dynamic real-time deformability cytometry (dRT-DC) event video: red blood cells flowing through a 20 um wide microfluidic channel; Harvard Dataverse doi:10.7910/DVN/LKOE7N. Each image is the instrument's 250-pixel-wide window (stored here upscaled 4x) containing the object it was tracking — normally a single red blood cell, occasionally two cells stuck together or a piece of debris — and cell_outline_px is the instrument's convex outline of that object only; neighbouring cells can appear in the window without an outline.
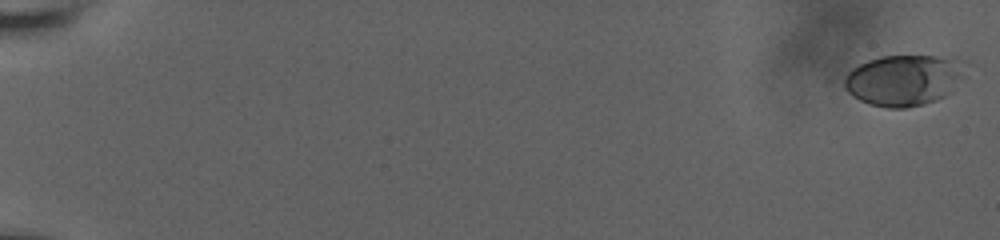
{"species": "human", "species_latin": "Homo sapiens", "temperature_condition": "room temperature", "stored_images_in_passage": 80, "camera_frame_rate_fps": 3000, "um_per_image_px": 0.085, "donor": {"sex": "male"}, "frame": {"image": 1, "passage_image": 1, "time_ms": 0.0, "image_size_px": [1000, 240], "cell_outline_px": [[956, 76], [952, 92], [936, 100], [924, 104], [908, 108], [888, 108], [868, 104], [852, 96], [836, 80], [840, 76], [852, 68], [868, 60], [880, 56], [956, 56]], "centroid_in_image_um": [76.58, 6.83], "position_along_channel_um": 8.4, "area_um2": 35.6}}
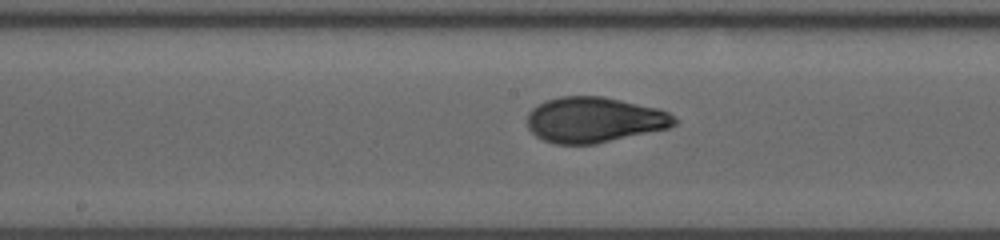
{"frame": {"image": 2, "passage_image": 40, "time_ms": 11.333, "image_size_px": [1000, 240], "cell_outline_px": [[680, 120], [676, 124], [668, 128], [596, 144], [556, 144], [544, 140], [536, 136], [528, 128], [528, 112], [532, 108], [544, 100], [560, 96], [604, 96], [656, 108], [668, 112]], "centroid_in_image_um": [50.51, 10.18], "position_along_channel_um": 197.7, "area_um2": 39.13}}
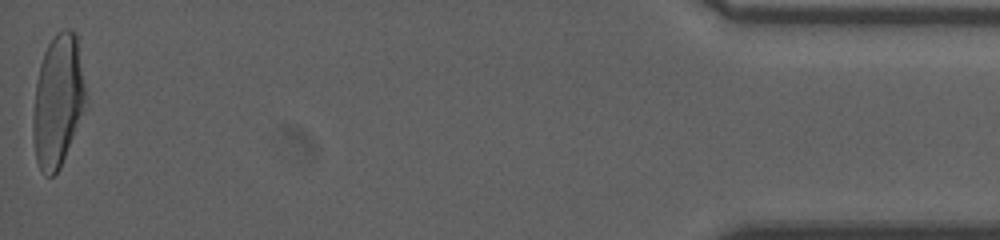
{"frame": {"image": 3, "passage_image": 79, "time_ms": 20.0, "image_size_px": [1000, 240], "cell_outline_px": [[88, 100], [60, 168], [52, 176], [44, 176], [36, 160], [32, 132], [32, 120], [36, 84], [40, 64], [44, 52], [48, 44], [56, 32], [64, 28], [68, 28], [76, 32]], "centroid_in_image_um": [4.93, 8.55], "position_along_channel_um": 430.3, "area_um2": 40.81}, "authors_computed_cell_mechanics": {"area_um2": 38.0902, "velocity_mm_per_s": 3.6526, "shape_relaxation_time_tau1_ms": 5.6869, "shape_relaxation_time_tau2_ms": 0.9777, "deformation_change_tau1": 0.1873, "deformation_change_tau2": 0.0652}}